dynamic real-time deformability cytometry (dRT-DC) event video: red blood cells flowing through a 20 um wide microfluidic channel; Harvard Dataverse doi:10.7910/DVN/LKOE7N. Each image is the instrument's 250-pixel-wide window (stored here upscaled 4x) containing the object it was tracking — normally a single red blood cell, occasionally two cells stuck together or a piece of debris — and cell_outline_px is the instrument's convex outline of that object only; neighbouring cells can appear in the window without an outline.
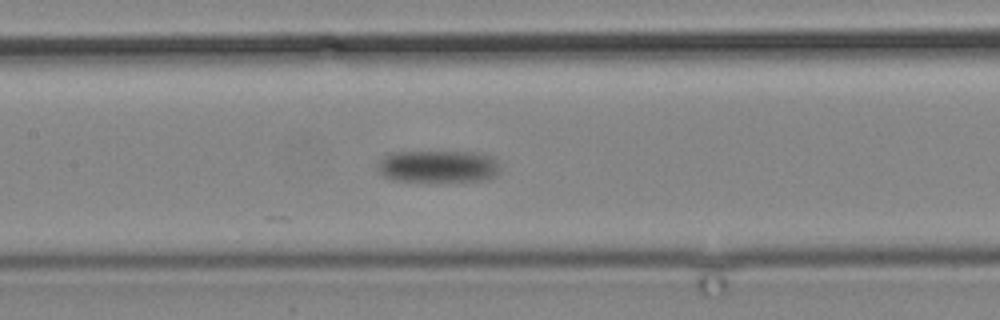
{"species": "common noctule bat (a hibernating species)", "species_latin": "Nyctalus noctula", "temperature_condition": "cold", "stored_images_in_passage": 16, "camera_frame_rate_fps": 3000, "um_per_image_px": 0.085, "animal": {"sex": "male", "body_mass_g": 19.2, "forearm_length_mm": 51.8}, "frame": {"image": 1, "passage_image": 16, "time_ms": 19.333, "image_size_px": [1000, 320], "cell_outline_px": [[500, 172], [496, 176], [488, 180], [392, 180], [384, 176], [376, 168], [380, 160], [384, 156], [392, 152], [476, 152], [496, 156], [500, 164]], "centroid_in_image_um": [37.32, 14.12], "position_along_channel_um": 170.1, "area_um2": 23.06}}